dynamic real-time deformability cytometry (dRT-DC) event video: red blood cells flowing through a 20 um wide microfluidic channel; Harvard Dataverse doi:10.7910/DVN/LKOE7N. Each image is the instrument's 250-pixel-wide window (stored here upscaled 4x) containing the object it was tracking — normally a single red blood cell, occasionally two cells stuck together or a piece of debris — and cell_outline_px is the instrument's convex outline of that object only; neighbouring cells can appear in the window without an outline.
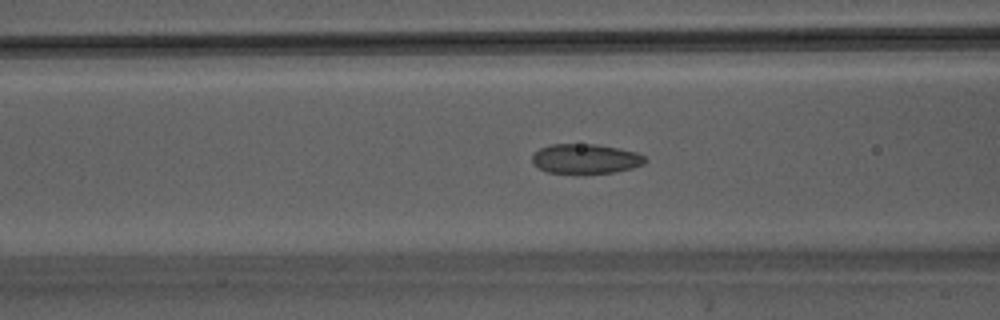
{"species": "Egyptian fruit bat (a non-hibernating species)", "species_latin": "Rousettus aegyptiacus", "temperature_condition": "warm", "stored_images_in_passage": 37, "camera_frame_rate_fps": 3000, "um_per_image_px": 0.085, "animal": {"sex": "male"}, "frame": {"image": 1, "passage_image": 10, "time_ms": 3.0, "image_size_px": [1000, 320], "cell_outline_px": [[648, 160], [644, 164], [632, 168], [616, 172], [548, 172], [532, 164], [532, 156], [540, 148], [552, 144], [596, 144], [636, 152], [644, 156]], "centroid_in_image_um": [49.79, 13.48], "position_along_channel_um": 116.8, "area_um2": 19.19}}
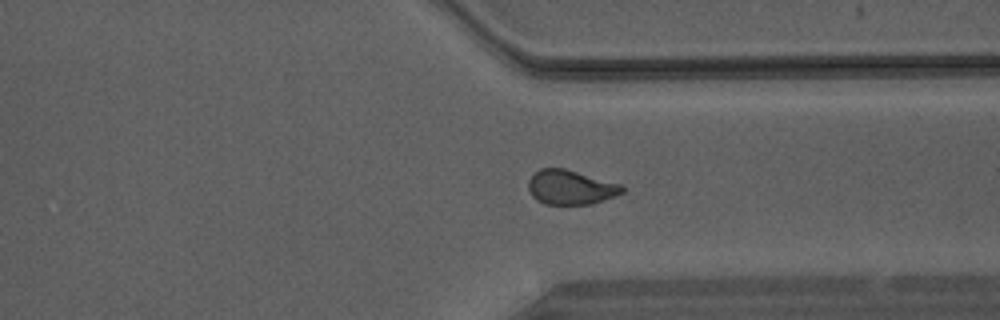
{"frame": {"image": 2, "passage_image": 26, "time_ms": 8.333, "image_size_px": [1000, 320], "cell_outline_px": [[624, 192], [616, 196], [592, 204], [544, 204], [536, 200], [532, 196], [528, 188], [528, 180], [540, 168], [564, 168], [624, 184]], "centroid_in_image_um": [48.54, 15.92], "position_along_channel_um": 362.9, "area_um2": 19.07}}
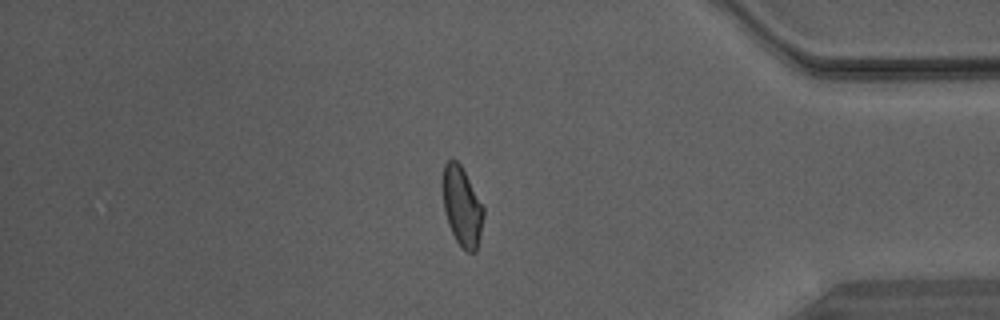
{"frame": {"image": 3, "passage_image": 30, "time_ms": 9.667, "image_size_px": [1000, 320], "cell_outline_px": [[484, 216], [480, 236], [476, 252], [468, 252], [456, 240], [448, 224], [444, 212], [444, 164], [448, 160], [456, 160], [460, 164], [484, 208]], "centroid_in_image_um": [39.29, 17.58], "position_along_channel_um": 395.9, "area_um2": 18.32}}